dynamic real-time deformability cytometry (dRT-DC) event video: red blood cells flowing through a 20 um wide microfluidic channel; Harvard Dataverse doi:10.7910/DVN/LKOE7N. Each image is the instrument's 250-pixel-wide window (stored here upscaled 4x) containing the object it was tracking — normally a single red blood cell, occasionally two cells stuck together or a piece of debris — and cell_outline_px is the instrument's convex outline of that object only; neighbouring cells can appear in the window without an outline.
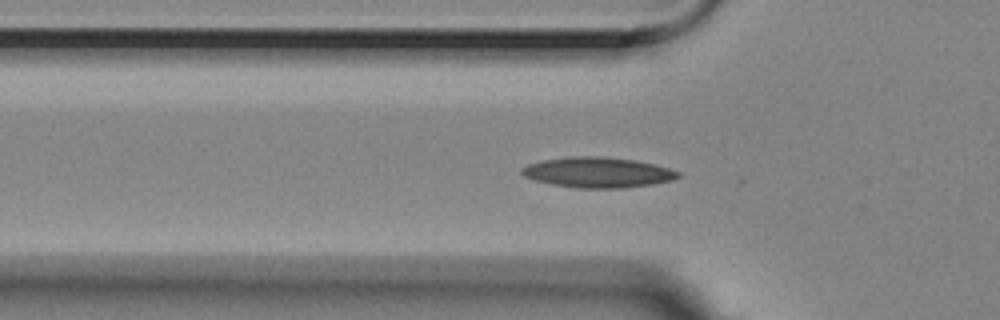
{"species": "Egyptian fruit bat (a non-hibernating species)", "species_latin": "Rousettus aegyptiacus", "temperature_condition": "room temperature", "stored_images_in_passage": 44, "camera_frame_rate_fps": 3000, "um_per_image_px": 0.085, "animal": {"sex": "female"}, "frame": {"image": 1, "passage_image": 5, "time_ms": 1.333, "image_size_px": [1000, 320], "cell_outline_px": [[680, 176], [672, 180], [652, 184], [624, 188], [576, 188], [552, 184], [536, 180], [524, 176], [520, 172], [520, 168], [528, 164], [544, 160], [572, 156], [600, 156], [636, 160], [668, 168], [680, 172]], "centroid_in_image_um": [50.8, 14.65], "position_along_channel_um": 75.0, "area_um2": 27.57}}
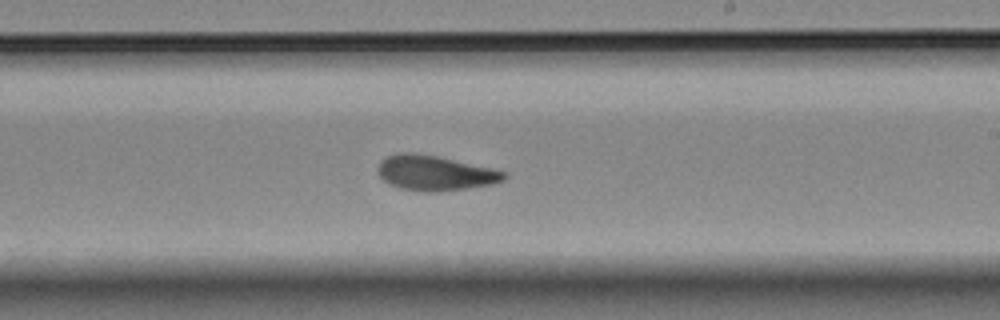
{"frame": {"image": 2, "passage_image": 20, "time_ms": 6.333, "image_size_px": [1000, 320], "cell_outline_px": [[508, 176], [504, 180], [492, 184], [468, 188], [436, 192], [424, 192], [400, 188], [388, 184], [380, 176], [380, 160], [396, 152], [416, 152], [436, 156], [492, 168], [508, 172]], "centroid_in_image_um": [37.0, 14.7], "position_along_channel_um": 252.0, "area_um2": 25.78}}
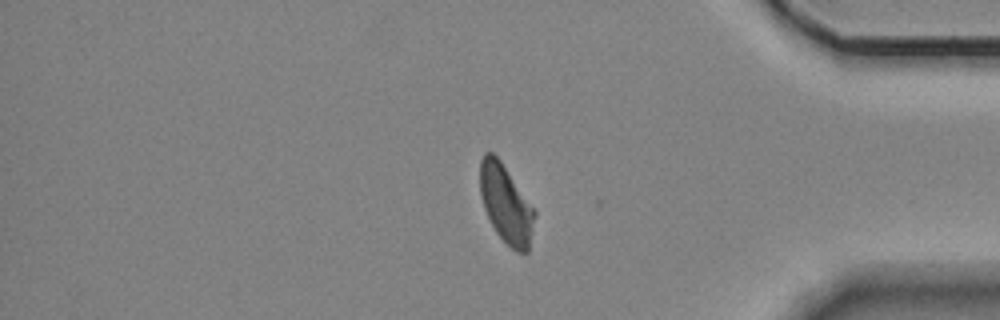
{"frame": {"image": 3, "passage_image": 34, "time_ms": 11.0, "image_size_px": [1000, 320], "cell_outline_px": [[536, 212], [528, 252], [516, 252], [496, 232], [484, 208], [480, 192], [480, 160], [484, 152], [492, 152], [500, 160]], "centroid_in_image_um": [42.99, 17.33], "position_along_channel_um": 392.2, "area_um2": 24.39}, "authors_computed_cell_mechanics": {"area_um2": 25.3453, "velocity_mm_per_s": 3.518, "shape_relaxation_time_tau1_ms": 5.7162, "shape_relaxation_time_tau2_ms": 1.9829, "deformation_change_tau1": 0.1453, "deformation_change_tau2": 0.0949}}